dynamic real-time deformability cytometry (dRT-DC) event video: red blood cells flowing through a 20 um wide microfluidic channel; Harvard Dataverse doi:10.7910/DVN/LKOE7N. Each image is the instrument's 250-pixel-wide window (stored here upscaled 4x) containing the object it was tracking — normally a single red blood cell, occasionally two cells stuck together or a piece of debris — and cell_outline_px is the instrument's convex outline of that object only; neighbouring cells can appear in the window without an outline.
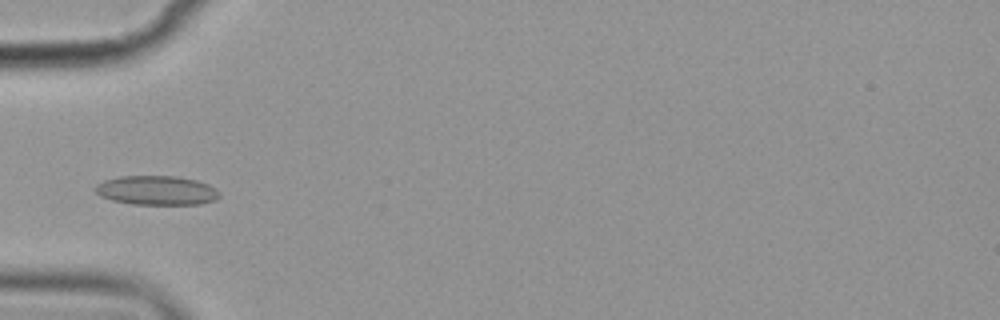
{"species": "common noctule bat (a hibernating species)", "species_latin": "Nyctalus noctula", "temperature_condition": "cold", "stored_images_in_passage": 8, "camera_frame_rate_fps": 3000, "um_per_image_px": 0.085, "animal": {"sex": "female", "body_mass_g": 19.9}, "frame": {"image": 1, "passage_image": 6, "time_ms": 5.667, "image_size_px": [1000, 320], "cell_outline_px": [[220, 196], [216, 200], [200, 204], [132, 204], [112, 200], [100, 196], [92, 188], [96, 184], [104, 180], [120, 176], [176, 176], [196, 180], [208, 184], [216, 188], [220, 192]], "centroid_in_image_um": [13.31, 16.18], "position_along_channel_um": 71.7, "area_um2": 21.33}}
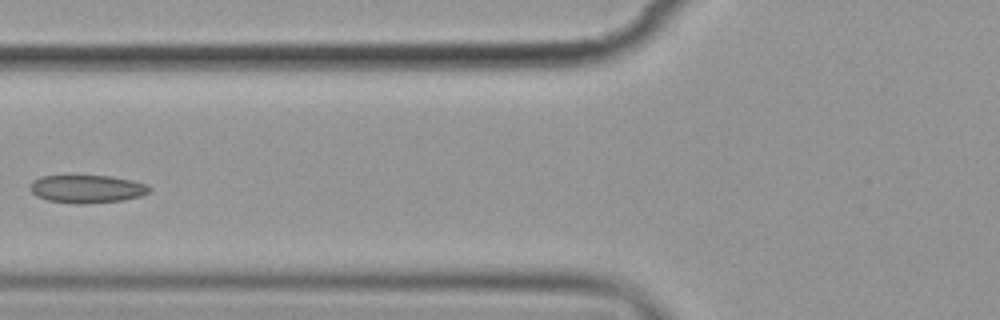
{"frame": {"image": 2, "passage_image": 7, "time_ms": 7.0, "image_size_px": [1000, 320], "cell_outline_px": [[152, 188], [148, 192], [140, 196], [124, 200], [84, 204], [80, 204], [48, 200], [36, 196], [28, 188], [32, 180], [40, 176], [112, 176], [132, 180], [148, 184]], "centroid_in_image_um": [7.39, 16.05], "position_along_channel_um": 118.4, "area_um2": 19.54}}
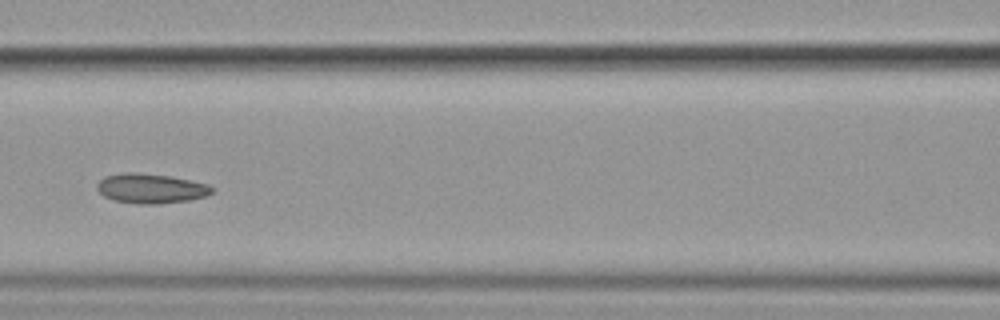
{"frame": {"image": 3, "passage_image": 8, "time_ms": 8.0, "image_size_px": [1000, 320], "cell_outline_px": [[216, 188], [212, 192], [204, 196], [188, 200], [160, 204], [140, 204], [112, 200], [104, 196], [96, 188], [96, 184], [104, 176], [124, 172], [136, 172], [172, 176], [208, 184]], "centroid_in_image_um": [12.81, 16.01], "position_along_channel_um": 153.8, "area_um2": 20.06}}